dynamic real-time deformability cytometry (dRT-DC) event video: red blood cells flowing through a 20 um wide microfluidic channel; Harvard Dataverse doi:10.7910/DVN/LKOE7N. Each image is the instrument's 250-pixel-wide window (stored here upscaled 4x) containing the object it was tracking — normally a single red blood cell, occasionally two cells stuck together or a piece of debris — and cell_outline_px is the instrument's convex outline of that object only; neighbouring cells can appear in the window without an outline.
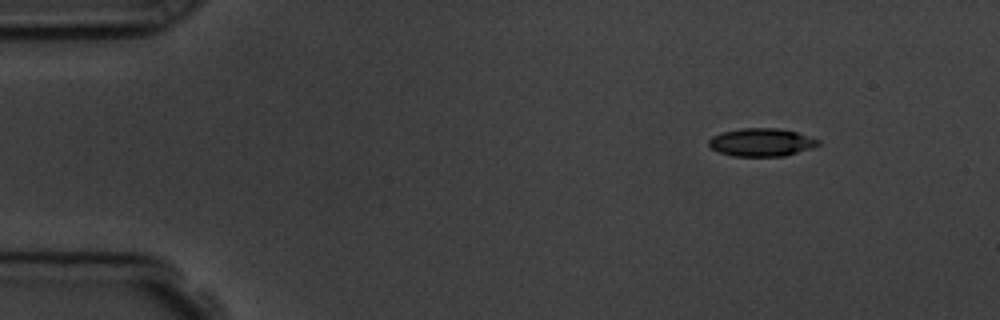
{"species": "common noctule bat (a hibernating species)", "species_latin": "Nyctalus noctula", "temperature_condition": "room temperature", "stored_images_in_passage": 5, "camera_frame_rate_fps": 3000, "um_per_image_px": 0.085, "animal": {"sex": "male", "body_mass_g": 19.5, "forearm_length_mm": 54.6}, "frame": {"image": 1, "passage_image": 1, "time_ms": 0.0, "image_size_px": [1000, 320], "cell_outline_px": [[820, 144], [812, 148], [784, 156], [732, 156], [720, 152], [712, 148], [708, 144], [708, 140], [712, 136], [724, 132], [740, 128], [776, 128], [796, 132], [820, 140]], "centroid_in_image_um": [64.72, 12.1], "position_along_channel_um": 20.3, "area_um2": 17.74}}
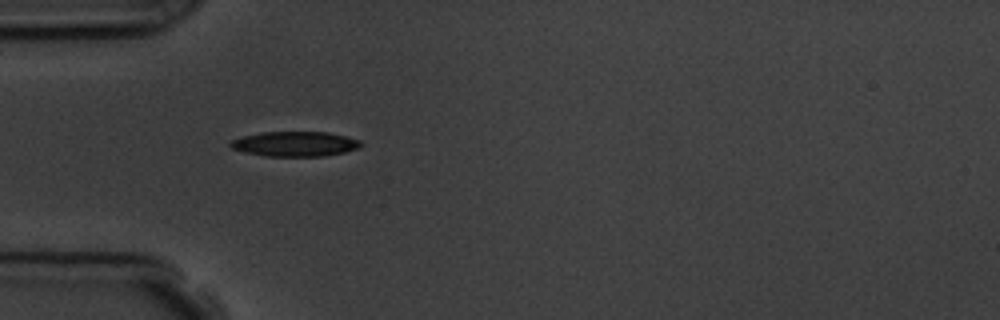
{"frame": {"image": 2, "passage_image": 4, "time_ms": 3.333, "image_size_px": [1000, 320], "cell_outline_px": [[364, 144], [360, 148], [344, 152], [324, 156], [264, 156], [244, 152], [232, 148], [228, 144], [232, 140], [244, 136], [264, 132], [328, 132], [360, 140]], "centroid_in_image_um": [25.1, 12.24], "position_along_channel_um": 59.9, "area_um2": 18.9}}